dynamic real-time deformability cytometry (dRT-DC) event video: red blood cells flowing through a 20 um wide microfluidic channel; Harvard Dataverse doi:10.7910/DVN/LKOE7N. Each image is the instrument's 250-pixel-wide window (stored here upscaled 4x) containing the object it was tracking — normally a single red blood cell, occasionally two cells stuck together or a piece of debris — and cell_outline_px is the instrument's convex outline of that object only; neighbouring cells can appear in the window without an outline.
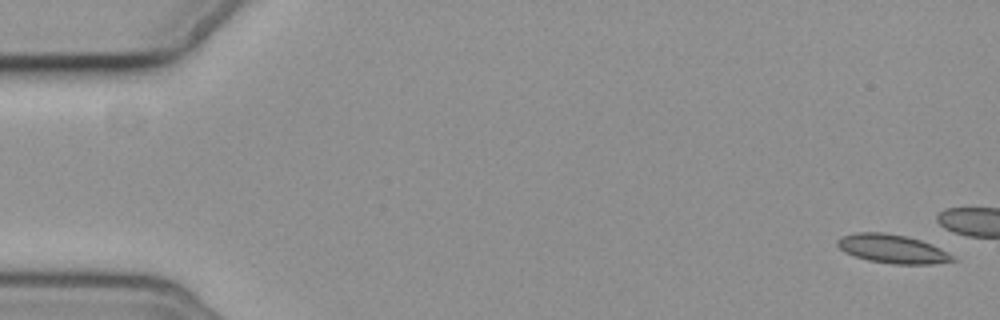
{"species": "common noctule bat (a hibernating species)", "species_latin": "Nyctalus noctula", "temperature_condition": "cold", "stored_images_in_passage": 4, "camera_frame_rate_fps": 3000, "um_per_image_px": 0.085, "animal": {"sex": "female", "body_mass_g": 19.3, "forearm_length_mm": 54.1}, "frame": {"image": 1, "passage_image": 1, "time_ms": 0.0, "image_size_px": [1000, 320], "cell_outline_px": [[960, 260], [932, 264], [892, 264], [868, 260], [844, 252], [836, 244], [836, 240], [844, 236], [856, 232], [884, 232], [904, 236], [920, 240], [932, 244], [956, 256]], "centroid_in_image_um": [75.9, 21.16], "position_along_channel_um": 9.1, "area_um2": 19.36}}